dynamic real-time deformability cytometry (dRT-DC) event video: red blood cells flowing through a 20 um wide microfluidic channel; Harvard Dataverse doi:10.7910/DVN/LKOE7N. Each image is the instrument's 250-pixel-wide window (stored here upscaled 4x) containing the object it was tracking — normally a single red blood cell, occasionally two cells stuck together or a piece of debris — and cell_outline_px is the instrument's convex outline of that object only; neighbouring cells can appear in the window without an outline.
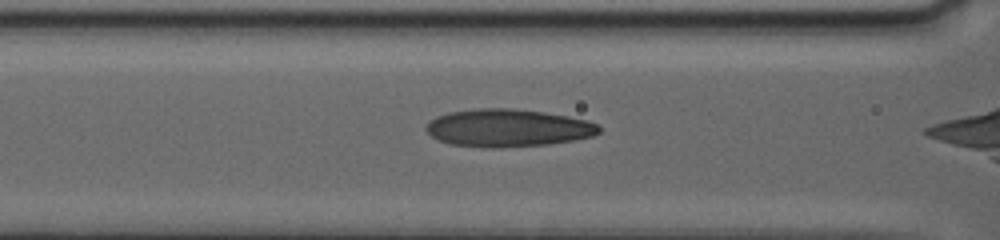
{"species": "human", "species_latin": "Homo sapiens", "temperature_condition": "warm", "stored_images_in_passage": 44, "camera_frame_rate_fps": 3000, "um_per_image_px": 0.085, "donor": {"sex": "female"}, "frame": {"image": 1, "passage_image": 19, "time_ms": 9.333, "image_size_px": [1000, 240], "cell_outline_px": [[600, 132], [592, 136], [572, 140], [548, 144], [500, 148], [492, 148], [452, 144], [440, 140], [432, 136], [424, 128], [428, 120], [436, 116], [448, 112], [476, 108], [508, 108], [544, 112], [568, 116], [588, 120], [596, 124], [600, 128]], "centroid_in_image_um": [43.14, 10.87], "position_along_channel_um": 123.5, "area_um2": 37.97}}
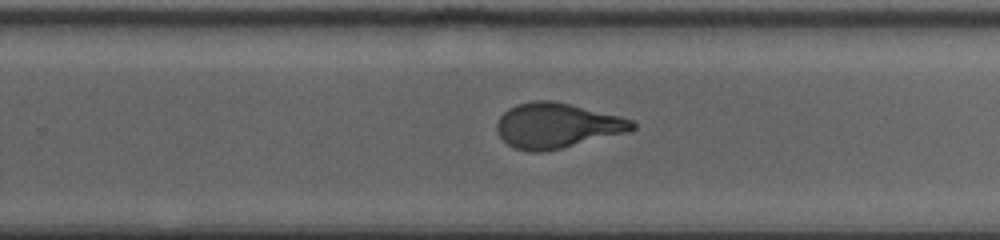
{"frame": {"image": 2, "passage_image": 33, "time_ms": 14.333, "image_size_px": [1000, 240], "cell_outline_px": [[636, 128], [628, 132], [544, 152], [528, 152], [516, 148], [508, 144], [496, 132], [496, 124], [500, 116], [508, 108], [516, 104], [532, 100], [552, 100], [620, 116], [632, 120], [636, 124]], "centroid_in_image_um": [47.31, 10.67], "position_along_channel_um": 282.5, "area_um2": 35.55}}
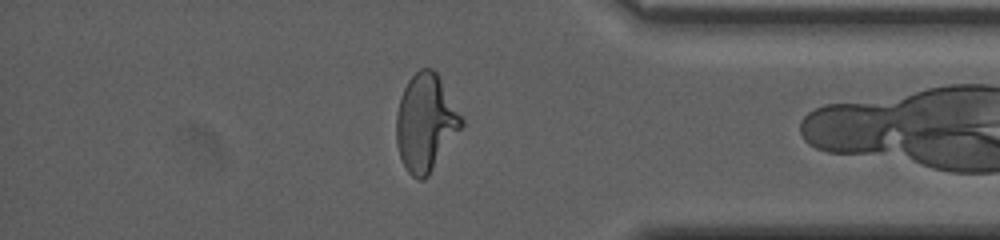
{"frame": {"image": 3, "passage_image": 43, "time_ms": 18.333, "image_size_px": [1000, 240], "cell_outline_px": [[464, 124], [428, 176], [424, 180], [420, 180], [412, 176], [408, 172], [400, 156], [396, 144], [396, 116], [400, 96], [408, 80], [420, 68], [432, 68], [436, 72], [464, 120]], "centroid_in_image_um": [36.16, 10.43], "position_along_channel_um": 399.0, "area_um2": 36.59}}